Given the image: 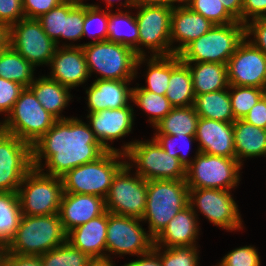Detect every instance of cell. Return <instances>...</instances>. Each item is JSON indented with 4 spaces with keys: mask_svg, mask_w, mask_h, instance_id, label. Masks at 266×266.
Listing matches in <instances>:
<instances>
[{
    "mask_svg": "<svg viewBox=\"0 0 266 266\" xmlns=\"http://www.w3.org/2000/svg\"><path fill=\"white\" fill-rule=\"evenodd\" d=\"M107 150L95 138L89 124L76 118L57 120L32 145V167L41 169L44 158L48 172L61 177L80 165L96 161Z\"/></svg>",
    "mask_w": 266,
    "mask_h": 266,
    "instance_id": "1",
    "label": "cell"
},
{
    "mask_svg": "<svg viewBox=\"0 0 266 266\" xmlns=\"http://www.w3.org/2000/svg\"><path fill=\"white\" fill-rule=\"evenodd\" d=\"M86 59V64L91 73H99L100 80H133L137 74V68L142 62L147 61L145 57L138 56L133 49L120 43L101 41L88 42L80 45Z\"/></svg>",
    "mask_w": 266,
    "mask_h": 266,
    "instance_id": "2",
    "label": "cell"
},
{
    "mask_svg": "<svg viewBox=\"0 0 266 266\" xmlns=\"http://www.w3.org/2000/svg\"><path fill=\"white\" fill-rule=\"evenodd\" d=\"M67 241L59 214L23 216L16 235L4 249L18 255L40 256Z\"/></svg>",
    "mask_w": 266,
    "mask_h": 266,
    "instance_id": "3",
    "label": "cell"
},
{
    "mask_svg": "<svg viewBox=\"0 0 266 266\" xmlns=\"http://www.w3.org/2000/svg\"><path fill=\"white\" fill-rule=\"evenodd\" d=\"M122 157L125 158V153L108 150L96 161L66 172L61 176L63 192L96 195L105 199L114 176L126 164V161H119Z\"/></svg>",
    "mask_w": 266,
    "mask_h": 266,
    "instance_id": "4",
    "label": "cell"
},
{
    "mask_svg": "<svg viewBox=\"0 0 266 266\" xmlns=\"http://www.w3.org/2000/svg\"><path fill=\"white\" fill-rule=\"evenodd\" d=\"M188 199L186 180L147 181L146 209L142 221H148V232L154 239L188 205Z\"/></svg>",
    "mask_w": 266,
    "mask_h": 266,
    "instance_id": "5",
    "label": "cell"
},
{
    "mask_svg": "<svg viewBox=\"0 0 266 266\" xmlns=\"http://www.w3.org/2000/svg\"><path fill=\"white\" fill-rule=\"evenodd\" d=\"M244 39L245 24L241 22L213 25L207 33L190 43L179 56L183 62L227 64Z\"/></svg>",
    "mask_w": 266,
    "mask_h": 266,
    "instance_id": "6",
    "label": "cell"
},
{
    "mask_svg": "<svg viewBox=\"0 0 266 266\" xmlns=\"http://www.w3.org/2000/svg\"><path fill=\"white\" fill-rule=\"evenodd\" d=\"M125 158L137 164L135 173L149 180H186V168L179 158L172 157L152 138L151 141H133L122 146Z\"/></svg>",
    "mask_w": 266,
    "mask_h": 266,
    "instance_id": "7",
    "label": "cell"
},
{
    "mask_svg": "<svg viewBox=\"0 0 266 266\" xmlns=\"http://www.w3.org/2000/svg\"><path fill=\"white\" fill-rule=\"evenodd\" d=\"M5 118L3 123L0 122V129L31 146L57 121L43 108L28 87L21 92L12 111Z\"/></svg>",
    "mask_w": 266,
    "mask_h": 266,
    "instance_id": "8",
    "label": "cell"
},
{
    "mask_svg": "<svg viewBox=\"0 0 266 266\" xmlns=\"http://www.w3.org/2000/svg\"><path fill=\"white\" fill-rule=\"evenodd\" d=\"M43 170L32 168L19 186L17 193L23 216L59 213L63 194L61 177L47 175Z\"/></svg>",
    "mask_w": 266,
    "mask_h": 266,
    "instance_id": "9",
    "label": "cell"
},
{
    "mask_svg": "<svg viewBox=\"0 0 266 266\" xmlns=\"http://www.w3.org/2000/svg\"><path fill=\"white\" fill-rule=\"evenodd\" d=\"M241 167L236 158L209 155L197 150L192 163L186 168V183L189 189L231 191L240 181Z\"/></svg>",
    "mask_w": 266,
    "mask_h": 266,
    "instance_id": "10",
    "label": "cell"
},
{
    "mask_svg": "<svg viewBox=\"0 0 266 266\" xmlns=\"http://www.w3.org/2000/svg\"><path fill=\"white\" fill-rule=\"evenodd\" d=\"M139 30L138 56H146L139 46H145L153 53L151 56L173 55L170 41L171 16L173 6H134Z\"/></svg>",
    "mask_w": 266,
    "mask_h": 266,
    "instance_id": "11",
    "label": "cell"
},
{
    "mask_svg": "<svg viewBox=\"0 0 266 266\" xmlns=\"http://www.w3.org/2000/svg\"><path fill=\"white\" fill-rule=\"evenodd\" d=\"M131 168V164H125L114 176L105 207L113 214L142 219L146 209L147 181L137 173L132 177L129 174Z\"/></svg>",
    "mask_w": 266,
    "mask_h": 266,
    "instance_id": "12",
    "label": "cell"
},
{
    "mask_svg": "<svg viewBox=\"0 0 266 266\" xmlns=\"http://www.w3.org/2000/svg\"><path fill=\"white\" fill-rule=\"evenodd\" d=\"M142 219L107 211L106 251L113 254L140 256L154 247V238L144 231Z\"/></svg>",
    "mask_w": 266,
    "mask_h": 266,
    "instance_id": "13",
    "label": "cell"
},
{
    "mask_svg": "<svg viewBox=\"0 0 266 266\" xmlns=\"http://www.w3.org/2000/svg\"><path fill=\"white\" fill-rule=\"evenodd\" d=\"M9 45L34 67L49 65L57 48L38 19L23 18L9 28Z\"/></svg>",
    "mask_w": 266,
    "mask_h": 266,
    "instance_id": "14",
    "label": "cell"
},
{
    "mask_svg": "<svg viewBox=\"0 0 266 266\" xmlns=\"http://www.w3.org/2000/svg\"><path fill=\"white\" fill-rule=\"evenodd\" d=\"M188 204L195 212L199 209L200 213L216 226L229 231L242 229L243 221L238 205L229 190L189 189Z\"/></svg>",
    "mask_w": 266,
    "mask_h": 266,
    "instance_id": "15",
    "label": "cell"
},
{
    "mask_svg": "<svg viewBox=\"0 0 266 266\" xmlns=\"http://www.w3.org/2000/svg\"><path fill=\"white\" fill-rule=\"evenodd\" d=\"M32 168V146L0 129V192H17Z\"/></svg>",
    "mask_w": 266,
    "mask_h": 266,
    "instance_id": "16",
    "label": "cell"
},
{
    "mask_svg": "<svg viewBox=\"0 0 266 266\" xmlns=\"http://www.w3.org/2000/svg\"><path fill=\"white\" fill-rule=\"evenodd\" d=\"M229 85L266 87V55L246 38L227 63Z\"/></svg>",
    "mask_w": 266,
    "mask_h": 266,
    "instance_id": "17",
    "label": "cell"
},
{
    "mask_svg": "<svg viewBox=\"0 0 266 266\" xmlns=\"http://www.w3.org/2000/svg\"><path fill=\"white\" fill-rule=\"evenodd\" d=\"M131 105L124 106L118 109H105L94 113H89L90 129L93 131L98 142L108 151H119L108 144L110 140H117L131 132L134 112Z\"/></svg>",
    "mask_w": 266,
    "mask_h": 266,
    "instance_id": "18",
    "label": "cell"
},
{
    "mask_svg": "<svg viewBox=\"0 0 266 266\" xmlns=\"http://www.w3.org/2000/svg\"><path fill=\"white\" fill-rule=\"evenodd\" d=\"M49 65L52 71L48 77L70 90L90 76L81 46H58Z\"/></svg>",
    "mask_w": 266,
    "mask_h": 266,
    "instance_id": "19",
    "label": "cell"
},
{
    "mask_svg": "<svg viewBox=\"0 0 266 266\" xmlns=\"http://www.w3.org/2000/svg\"><path fill=\"white\" fill-rule=\"evenodd\" d=\"M106 211L105 199L96 195L63 192L59 217L66 233Z\"/></svg>",
    "mask_w": 266,
    "mask_h": 266,
    "instance_id": "20",
    "label": "cell"
},
{
    "mask_svg": "<svg viewBox=\"0 0 266 266\" xmlns=\"http://www.w3.org/2000/svg\"><path fill=\"white\" fill-rule=\"evenodd\" d=\"M208 19L203 15L192 11L184 3L173 6L171 16L170 41L179 42V46L173 47V53L179 55L190 43L207 33L212 27Z\"/></svg>",
    "mask_w": 266,
    "mask_h": 266,
    "instance_id": "21",
    "label": "cell"
},
{
    "mask_svg": "<svg viewBox=\"0 0 266 266\" xmlns=\"http://www.w3.org/2000/svg\"><path fill=\"white\" fill-rule=\"evenodd\" d=\"M195 138L199 142V152L235 158L233 122L199 117Z\"/></svg>",
    "mask_w": 266,
    "mask_h": 266,
    "instance_id": "22",
    "label": "cell"
},
{
    "mask_svg": "<svg viewBox=\"0 0 266 266\" xmlns=\"http://www.w3.org/2000/svg\"><path fill=\"white\" fill-rule=\"evenodd\" d=\"M107 238V210L87 223L67 233V242L74 248L88 254L93 260H111L105 254Z\"/></svg>",
    "mask_w": 266,
    "mask_h": 266,
    "instance_id": "23",
    "label": "cell"
},
{
    "mask_svg": "<svg viewBox=\"0 0 266 266\" xmlns=\"http://www.w3.org/2000/svg\"><path fill=\"white\" fill-rule=\"evenodd\" d=\"M197 217L196 212L188 204L154 239V246L162 248L196 246L199 232Z\"/></svg>",
    "mask_w": 266,
    "mask_h": 266,
    "instance_id": "24",
    "label": "cell"
},
{
    "mask_svg": "<svg viewBox=\"0 0 266 266\" xmlns=\"http://www.w3.org/2000/svg\"><path fill=\"white\" fill-rule=\"evenodd\" d=\"M130 82L131 80L95 79L86 89L89 113L128 106V100H132V88L127 87Z\"/></svg>",
    "mask_w": 266,
    "mask_h": 266,
    "instance_id": "25",
    "label": "cell"
},
{
    "mask_svg": "<svg viewBox=\"0 0 266 266\" xmlns=\"http://www.w3.org/2000/svg\"><path fill=\"white\" fill-rule=\"evenodd\" d=\"M165 96L173 107L194 105L195 93L190 69L179 55H170V79Z\"/></svg>",
    "mask_w": 266,
    "mask_h": 266,
    "instance_id": "26",
    "label": "cell"
},
{
    "mask_svg": "<svg viewBox=\"0 0 266 266\" xmlns=\"http://www.w3.org/2000/svg\"><path fill=\"white\" fill-rule=\"evenodd\" d=\"M235 158L266 156V129L249 124L242 119L233 122Z\"/></svg>",
    "mask_w": 266,
    "mask_h": 266,
    "instance_id": "27",
    "label": "cell"
},
{
    "mask_svg": "<svg viewBox=\"0 0 266 266\" xmlns=\"http://www.w3.org/2000/svg\"><path fill=\"white\" fill-rule=\"evenodd\" d=\"M43 108L57 120L66 119L59 115L72 99L69 88L63 86L48 76L35 79L28 87Z\"/></svg>",
    "mask_w": 266,
    "mask_h": 266,
    "instance_id": "28",
    "label": "cell"
},
{
    "mask_svg": "<svg viewBox=\"0 0 266 266\" xmlns=\"http://www.w3.org/2000/svg\"><path fill=\"white\" fill-rule=\"evenodd\" d=\"M184 63L190 69L195 95L215 92L229 87L227 64L212 62Z\"/></svg>",
    "mask_w": 266,
    "mask_h": 266,
    "instance_id": "29",
    "label": "cell"
},
{
    "mask_svg": "<svg viewBox=\"0 0 266 266\" xmlns=\"http://www.w3.org/2000/svg\"><path fill=\"white\" fill-rule=\"evenodd\" d=\"M227 90L222 89L215 92L195 95L194 108L201 118L223 121L226 123L234 122L231 99Z\"/></svg>",
    "mask_w": 266,
    "mask_h": 266,
    "instance_id": "30",
    "label": "cell"
},
{
    "mask_svg": "<svg viewBox=\"0 0 266 266\" xmlns=\"http://www.w3.org/2000/svg\"><path fill=\"white\" fill-rule=\"evenodd\" d=\"M117 10L115 13L109 10L107 41L128 46L138 55L139 30L136 17L129 15L130 12Z\"/></svg>",
    "mask_w": 266,
    "mask_h": 266,
    "instance_id": "31",
    "label": "cell"
},
{
    "mask_svg": "<svg viewBox=\"0 0 266 266\" xmlns=\"http://www.w3.org/2000/svg\"><path fill=\"white\" fill-rule=\"evenodd\" d=\"M199 115L193 105L173 107L154 127L157 133L167 135H196Z\"/></svg>",
    "mask_w": 266,
    "mask_h": 266,
    "instance_id": "32",
    "label": "cell"
},
{
    "mask_svg": "<svg viewBox=\"0 0 266 266\" xmlns=\"http://www.w3.org/2000/svg\"><path fill=\"white\" fill-rule=\"evenodd\" d=\"M34 66L10 45L0 53V77L14 81L25 88L29 87L34 79Z\"/></svg>",
    "mask_w": 266,
    "mask_h": 266,
    "instance_id": "33",
    "label": "cell"
},
{
    "mask_svg": "<svg viewBox=\"0 0 266 266\" xmlns=\"http://www.w3.org/2000/svg\"><path fill=\"white\" fill-rule=\"evenodd\" d=\"M22 211L17 192H0V246L5 249L16 235Z\"/></svg>",
    "mask_w": 266,
    "mask_h": 266,
    "instance_id": "34",
    "label": "cell"
},
{
    "mask_svg": "<svg viewBox=\"0 0 266 266\" xmlns=\"http://www.w3.org/2000/svg\"><path fill=\"white\" fill-rule=\"evenodd\" d=\"M140 109L150 114V123L153 127L164 118L172 109L166 96L144 90L140 87H132V100Z\"/></svg>",
    "mask_w": 266,
    "mask_h": 266,
    "instance_id": "35",
    "label": "cell"
},
{
    "mask_svg": "<svg viewBox=\"0 0 266 266\" xmlns=\"http://www.w3.org/2000/svg\"><path fill=\"white\" fill-rule=\"evenodd\" d=\"M43 266H89L94 260L81 250L65 242L43 255H40Z\"/></svg>",
    "mask_w": 266,
    "mask_h": 266,
    "instance_id": "36",
    "label": "cell"
},
{
    "mask_svg": "<svg viewBox=\"0 0 266 266\" xmlns=\"http://www.w3.org/2000/svg\"><path fill=\"white\" fill-rule=\"evenodd\" d=\"M149 58L147 63L148 70L146 71L147 86L140 88L165 96L170 79V55L151 56Z\"/></svg>",
    "mask_w": 266,
    "mask_h": 266,
    "instance_id": "37",
    "label": "cell"
},
{
    "mask_svg": "<svg viewBox=\"0 0 266 266\" xmlns=\"http://www.w3.org/2000/svg\"><path fill=\"white\" fill-rule=\"evenodd\" d=\"M78 2V0H65L38 18L44 32L56 43L57 47L60 43L59 38L65 39V16Z\"/></svg>",
    "mask_w": 266,
    "mask_h": 266,
    "instance_id": "38",
    "label": "cell"
},
{
    "mask_svg": "<svg viewBox=\"0 0 266 266\" xmlns=\"http://www.w3.org/2000/svg\"><path fill=\"white\" fill-rule=\"evenodd\" d=\"M234 119H243L250 109L263 97V90L256 87L229 85Z\"/></svg>",
    "mask_w": 266,
    "mask_h": 266,
    "instance_id": "39",
    "label": "cell"
},
{
    "mask_svg": "<svg viewBox=\"0 0 266 266\" xmlns=\"http://www.w3.org/2000/svg\"><path fill=\"white\" fill-rule=\"evenodd\" d=\"M192 11L203 15L214 25L237 22L224 8L220 0H182Z\"/></svg>",
    "mask_w": 266,
    "mask_h": 266,
    "instance_id": "40",
    "label": "cell"
},
{
    "mask_svg": "<svg viewBox=\"0 0 266 266\" xmlns=\"http://www.w3.org/2000/svg\"><path fill=\"white\" fill-rule=\"evenodd\" d=\"M109 19V11H104L95 4H84V23H83V36H94V41L101 42L107 41V24ZM98 22V23H97ZM97 23L100 30L99 32H91L93 26ZM97 33V34H96ZM98 35V36H97Z\"/></svg>",
    "mask_w": 266,
    "mask_h": 266,
    "instance_id": "41",
    "label": "cell"
},
{
    "mask_svg": "<svg viewBox=\"0 0 266 266\" xmlns=\"http://www.w3.org/2000/svg\"><path fill=\"white\" fill-rule=\"evenodd\" d=\"M164 249V252H161L162 247H159V256L162 266H199V253L197 252L196 246H181Z\"/></svg>",
    "mask_w": 266,
    "mask_h": 266,
    "instance_id": "42",
    "label": "cell"
},
{
    "mask_svg": "<svg viewBox=\"0 0 266 266\" xmlns=\"http://www.w3.org/2000/svg\"><path fill=\"white\" fill-rule=\"evenodd\" d=\"M155 136L153 139L159 144V146L164 149L167 154H169L172 157L179 158V161L184 165L185 168H187L192 161L188 160L186 157L188 155V151L190 150V145L192 144L193 141L196 140L195 135H167V134H154ZM180 140L183 142L181 145L182 151L181 152H187L186 155L185 153L178 152V143L176 142ZM192 141V142H191ZM188 147V148H187ZM186 148L188 151H186Z\"/></svg>",
    "mask_w": 266,
    "mask_h": 266,
    "instance_id": "43",
    "label": "cell"
},
{
    "mask_svg": "<svg viewBox=\"0 0 266 266\" xmlns=\"http://www.w3.org/2000/svg\"><path fill=\"white\" fill-rule=\"evenodd\" d=\"M260 257L253 246L236 248L226 254L215 266H260Z\"/></svg>",
    "mask_w": 266,
    "mask_h": 266,
    "instance_id": "44",
    "label": "cell"
},
{
    "mask_svg": "<svg viewBox=\"0 0 266 266\" xmlns=\"http://www.w3.org/2000/svg\"><path fill=\"white\" fill-rule=\"evenodd\" d=\"M84 3L79 1L65 16V40H79L83 35Z\"/></svg>",
    "mask_w": 266,
    "mask_h": 266,
    "instance_id": "45",
    "label": "cell"
},
{
    "mask_svg": "<svg viewBox=\"0 0 266 266\" xmlns=\"http://www.w3.org/2000/svg\"><path fill=\"white\" fill-rule=\"evenodd\" d=\"M24 88L14 81L0 77V113L4 112L8 115L12 111Z\"/></svg>",
    "mask_w": 266,
    "mask_h": 266,
    "instance_id": "46",
    "label": "cell"
},
{
    "mask_svg": "<svg viewBox=\"0 0 266 266\" xmlns=\"http://www.w3.org/2000/svg\"><path fill=\"white\" fill-rule=\"evenodd\" d=\"M25 18L22 0H0V22L8 28Z\"/></svg>",
    "mask_w": 266,
    "mask_h": 266,
    "instance_id": "47",
    "label": "cell"
},
{
    "mask_svg": "<svg viewBox=\"0 0 266 266\" xmlns=\"http://www.w3.org/2000/svg\"><path fill=\"white\" fill-rule=\"evenodd\" d=\"M254 36L253 41H248L266 55V18H257L245 24V38Z\"/></svg>",
    "mask_w": 266,
    "mask_h": 266,
    "instance_id": "48",
    "label": "cell"
},
{
    "mask_svg": "<svg viewBox=\"0 0 266 266\" xmlns=\"http://www.w3.org/2000/svg\"><path fill=\"white\" fill-rule=\"evenodd\" d=\"M65 0H22L25 18L38 19Z\"/></svg>",
    "mask_w": 266,
    "mask_h": 266,
    "instance_id": "49",
    "label": "cell"
},
{
    "mask_svg": "<svg viewBox=\"0 0 266 266\" xmlns=\"http://www.w3.org/2000/svg\"><path fill=\"white\" fill-rule=\"evenodd\" d=\"M250 16L251 20L266 18V0H243L242 23L250 22Z\"/></svg>",
    "mask_w": 266,
    "mask_h": 266,
    "instance_id": "50",
    "label": "cell"
},
{
    "mask_svg": "<svg viewBox=\"0 0 266 266\" xmlns=\"http://www.w3.org/2000/svg\"><path fill=\"white\" fill-rule=\"evenodd\" d=\"M245 122L266 129V100L262 97L242 119Z\"/></svg>",
    "mask_w": 266,
    "mask_h": 266,
    "instance_id": "51",
    "label": "cell"
},
{
    "mask_svg": "<svg viewBox=\"0 0 266 266\" xmlns=\"http://www.w3.org/2000/svg\"><path fill=\"white\" fill-rule=\"evenodd\" d=\"M2 260L8 266H43L40 256L18 255L5 250L2 252Z\"/></svg>",
    "mask_w": 266,
    "mask_h": 266,
    "instance_id": "52",
    "label": "cell"
},
{
    "mask_svg": "<svg viewBox=\"0 0 266 266\" xmlns=\"http://www.w3.org/2000/svg\"><path fill=\"white\" fill-rule=\"evenodd\" d=\"M141 259L134 260L123 266H162L159 247L154 246L150 251L140 255Z\"/></svg>",
    "mask_w": 266,
    "mask_h": 266,
    "instance_id": "53",
    "label": "cell"
},
{
    "mask_svg": "<svg viewBox=\"0 0 266 266\" xmlns=\"http://www.w3.org/2000/svg\"><path fill=\"white\" fill-rule=\"evenodd\" d=\"M182 0H125L124 4L121 2V5L126 7H134V6H154V5H168L174 6V2L181 3Z\"/></svg>",
    "mask_w": 266,
    "mask_h": 266,
    "instance_id": "54",
    "label": "cell"
},
{
    "mask_svg": "<svg viewBox=\"0 0 266 266\" xmlns=\"http://www.w3.org/2000/svg\"><path fill=\"white\" fill-rule=\"evenodd\" d=\"M225 10L238 22L242 23L243 0H220Z\"/></svg>",
    "mask_w": 266,
    "mask_h": 266,
    "instance_id": "55",
    "label": "cell"
},
{
    "mask_svg": "<svg viewBox=\"0 0 266 266\" xmlns=\"http://www.w3.org/2000/svg\"><path fill=\"white\" fill-rule=\"evenodd\" d=\"M9 45V28L0 22V46Z\"/></svg>",
    "mask_w": 266,
    "mask_h": 266,
    "instance_id": "56",
    "label": "cell"
},
{
    "mask_svg": "<svg viewBox=\"0 0 266 266\" xmlns=\"http://www.w3.org/2000/svg\"><path fill=\"white\" fill-rule=\"evenodd\" d=\"M89 266H113L112 260H94Z\"/></svg>",
    "mask_w": 266,
    "mask_h": 266,
    "instance_id": "57",
    "label": "cell"
},
{
    "mask_svg": "<svg viewBox=\"0 0 266 266\" xmlns=\"http://www.w3.org/2000/svg\"><path fill=\"white\" fill-rule=\"evenodd\" d=\"M107 2V7L111 8L113 6L114 0H105ZM119 1V0H118ZM113 2V3H112Z\"/></svg>",
    "mask_w": 266,
    "mask_h": 266,
    "instance_id": "58",
    "label": "cell"
},
{
    "mask_svg": "<svg viewBox=\"0 0 266 266\" xmlns=\"http://www.w3.org/2000/svg\"><path fill=\"white\" fill-rule=\"evenodd\" d=\"M0 266H8L2 259L0 260Z\"/></svg>",
    "mask_w": 266,
    "mask_h": 266,
    "instance_id": "59",
    "label": "cell"
},
{
    "mask_svg": "<svg viewBox=\"0 0 266 266\" xmlns=\"http://www.w3.org/2000/svg\"><path fill=\"white\" fill-rule=\"evenodd\" d=\"M3 248L0 246V260L2 259V252H3Z\"/></svg>",
    "mask_w": 266,
    "mask_h": 266,
    "instance_id": "60",
    "label": "cell"
},
{
    "mask_svg": "<svg viewBox=\"0 0 266 266\" xmlns=\"http://www.w3.org/2000/svg\"><path fill=\"white\" fill-rule=\"evenodd\" d=\"M263 97H264L265 100H266V87H265L264 90H263Z\"/></svg>",
    "mask_w": 266,
    "mask_h": 266,
    "instance_id": "61",
    "label": "cell"
},
{
    "mask_svg": "<svg viewBox=\"0 0 266 266\" xmlns=\"http://www.w3.org/2000/svg\"><path fill=\"white\" fill-rule=\"evenodd\" d=\"M7 46H0V53L3 51L4 48H6Z\"/></svg>",
    "mask_w": 266,
    "mask_h": 266,
    "instance_id": "62",
    "label": "cell"
}]
</instances>
